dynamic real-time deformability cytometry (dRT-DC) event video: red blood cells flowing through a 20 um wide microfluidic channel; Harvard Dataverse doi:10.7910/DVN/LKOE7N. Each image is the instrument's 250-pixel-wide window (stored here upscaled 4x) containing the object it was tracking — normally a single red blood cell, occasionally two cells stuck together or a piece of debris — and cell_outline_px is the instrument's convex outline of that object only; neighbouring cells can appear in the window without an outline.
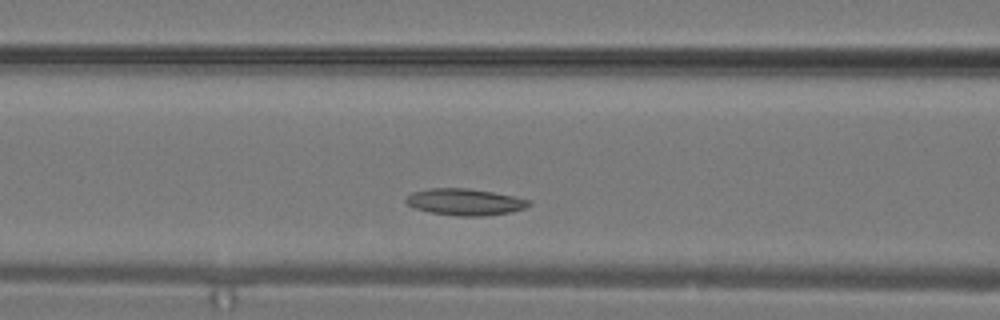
{"species": "common noctule bat (a hibernating species)", "species_latin": "Nyctalus noctula", "temperature_condition": "warm", "stored_images_in_passage": 11, "camera_frame_rate_fps": 3000, "um_per_image_px": 0.085, "animal": {"sex": "male", "body_mass_g": 19.2, "forearm_length_mm": 51.8}, "frame": {"image": 1, "passage_image": 5, "time_ms": 1.333, "image_size_px": [1000, 320], "cell_outline_px": [[532, 204], [524, 208], [512, 212], [484, 216], [456, 216], [428, 212], [416, 208], [408, 204], [404, 200], [412, 192], [428, 188], [468, 188], [492, 192], [532, 200]], "centroid_in_image_um": [39.53, 17.17], "position_along_channel_um": 127.1, "area_um2": 19.13}}
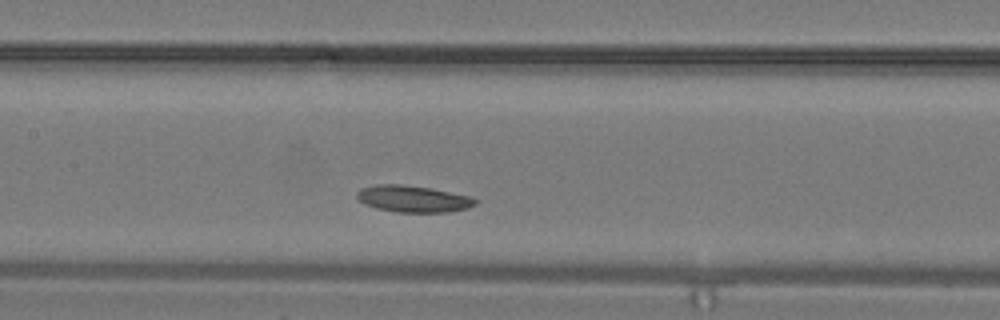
{"frame": {"image": 2, "passage_image": 7, "time_ms": 2.0, "image_size_px": [1000, 320], "cell_outline_px": [[476, 204], [468, 208], [448, 212], [396, 212], [376, 208], [364, 204], [356, 196], [356, 192], [360, 188], [376, 184], [404, 184], [432, 188], [472, 196], [476, 200]], "centroid_in_image_um": [35.11, 16.89], "position_along_channel_um": 172.3, "area_um2": 18.61}}
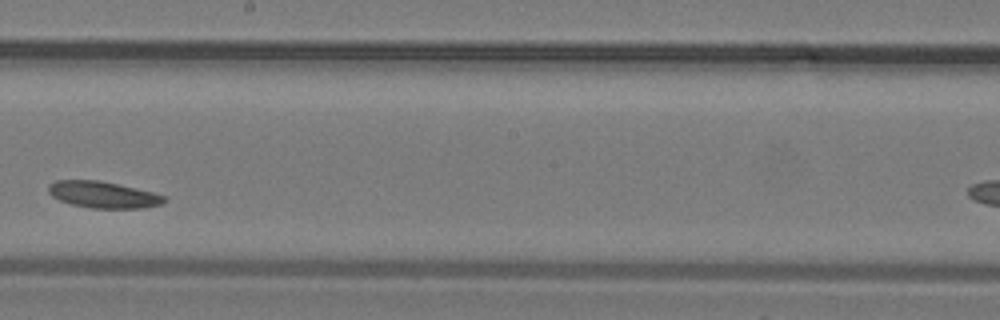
{"frame": {"image": 3, "passage_image": 10, "time_ms": 3.0, "image_size_px": [1000, 320], "cell_outline_px": [[168, 200], [160, 204], [144, 208], [92, 208], [72, 204], [60, 200], [52, 196], [48, 192], [48, 184], [56, 180], [96, 180], [116, 184], [152, 192], [164, 196]], "centroid_in_image_um": [8.74, 16.55], "position_along_channel_um": 239.5, "area_um2": 17.69}}